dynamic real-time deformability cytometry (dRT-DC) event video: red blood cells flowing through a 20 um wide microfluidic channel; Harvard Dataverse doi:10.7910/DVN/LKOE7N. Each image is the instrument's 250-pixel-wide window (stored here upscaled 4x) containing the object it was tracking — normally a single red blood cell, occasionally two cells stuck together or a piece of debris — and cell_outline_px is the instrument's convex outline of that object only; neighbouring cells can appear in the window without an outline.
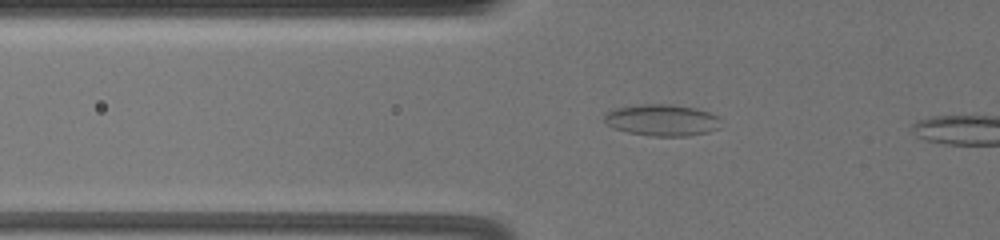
{"species": "common noctule bat (a hibernating species)", "species_latin": "Nyctalus noctula", "temperature_condition": "warm", "stored_images_in_passage": 15, "camera_frame_rate_fps": 3000, "um_per_image_px": 0.085, "animal": {"sex": "female", "body_mass_g": 19.5, "forearm_length_mm": 54.1}, "frame": {"image": 1, "passage_image": 13, "time_ms": 4.0, "image_size_px": [1000, 240], "cell_outline_px": [[720, 128], [708, 132], [688, 136], [652, 136], [628, 132], [612, 128], [604, 120], [604, 116], [608, 112], [616, 108], [640, 104], [668, 104], [696, 108], [720, 116]], "centroid_in_image_um": [56.3, 10.21], "position_along_channel_um": 69.5, "area_um2": 21.5}}